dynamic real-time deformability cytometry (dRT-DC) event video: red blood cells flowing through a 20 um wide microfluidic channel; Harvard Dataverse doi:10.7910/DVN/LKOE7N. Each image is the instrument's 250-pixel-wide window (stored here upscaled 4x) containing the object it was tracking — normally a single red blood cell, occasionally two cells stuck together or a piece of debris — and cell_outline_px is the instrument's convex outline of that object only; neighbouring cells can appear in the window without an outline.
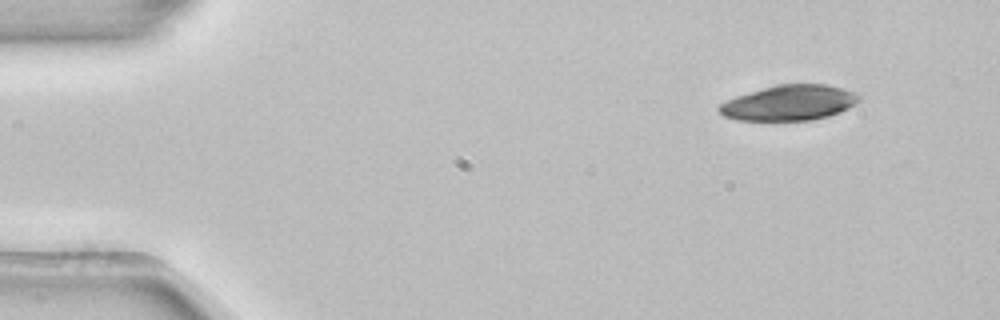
{"species": "common noctule bat (a hibernating species)", "species_latin": "Nyctalus noctula", "temperature_condition": "room temperature", "stored_images_in_passage": 4, "segment_of_instrument_passage": [1, 2], "camera_frame_rate_fps": 3000, "um_per_image_px": 0.085, "animal": {"sex": "female", "body_mass_g": 22.7, "forearm_length_mm": 54.2}, "frame": {"image": 1, "passage_image": 1, "time_ms": 0.0, "image_size_px": [1000, 320], "cell_outline_px": [[860, 100], [856, 104], [840, 112], [828, 116], [812, 120], [736, 120], [724, 116], [716, 108], [720, 104], [736, 96], [776, 84], [828, 84], [856, 92], [860, 96]], "centroid_in_image_um": [67.11, 8.73], "position_along_channel_um": 17.9, "area_um2": 28.84}}